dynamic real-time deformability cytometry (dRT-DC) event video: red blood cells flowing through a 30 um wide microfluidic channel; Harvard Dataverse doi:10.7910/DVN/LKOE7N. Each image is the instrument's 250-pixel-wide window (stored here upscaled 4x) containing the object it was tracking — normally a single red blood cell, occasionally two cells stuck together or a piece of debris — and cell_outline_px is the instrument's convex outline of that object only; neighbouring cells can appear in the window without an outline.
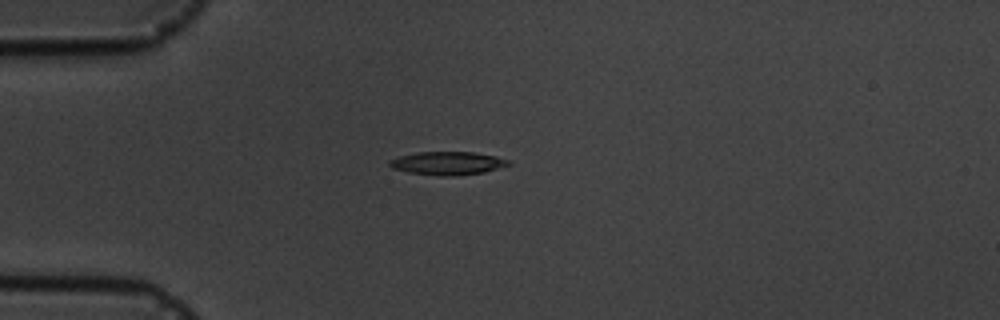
{"species": "common noctule bat (a hibernating species)", "species_latin": "Nyctalus noctula", "temperature_condition": "cold", "stored_images_in_passage": 8, "camera_frame_rate_fps": 3000, "um_per_image_px": 0.085, "animal": {"sex": "male", "body_mass_g": 19.5, "forearm_length_mm": 54.6}, "frame": {"image": 1, "passage_image": 5, "time_ms": 4.667, "image_size_px": [1000, 320], "cell_outline_px": [[512, 164], [484, 172], [452, 176], [440, 176], [408, 172], [392, 168], [388, 164], [388, 160], [400, 156], [416, 152], [472, 152], [496, 156], [508, 160]], "centroid_in_image_um": [38.02, 13.87], "position_along_channel_um": 47.0, "area_um2": 16.07}}
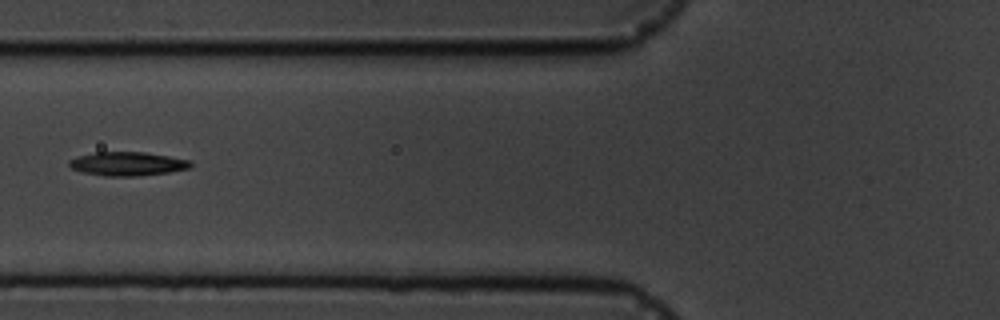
{"frame": {"image": 2, "passage_image": 7, "time_ms": 7.0, "image_size_px": [1000, 320], "cell_outline_px": [[192, 164], [188, 168], [168, 172], [136, 176], [104, 176], [84, 172], [72, 168], [68, 164], [68, 160], [76, 156], [96, 152], [144, 152], [192, 160]], "centroid_in_image_um": [10.82, 13.91], "position_along_channel_um": 115.0, "area_um2": 16.76}}
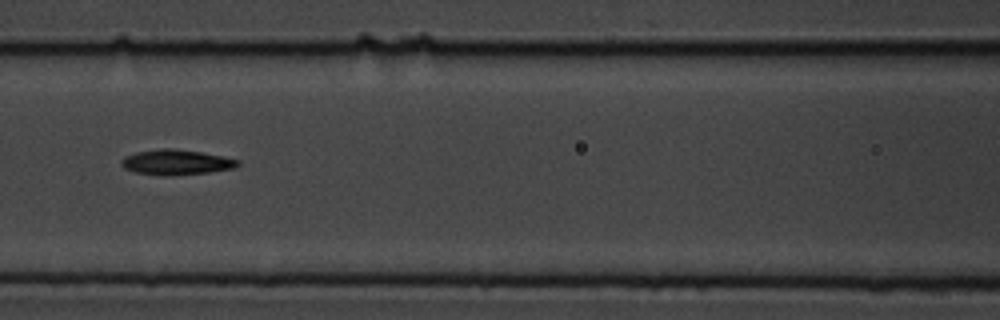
{"frame": {"image": 3, "passage_image": 8, "time_ms": 8.0, "image_size_px": [1000, 320], "cell_outline_px": [[240, 164], [236, 168], [208, 172], [136, 172], [124, 168], [120, 164], [120, 160], [124, 156], [136, 152], [160, 148], [176, 148], [224, 156], [240, 160]], "centroid_in_image_um": [15.02, 13.72], "position_along_channel_um": 151.6, "area_um2": 16.18}}